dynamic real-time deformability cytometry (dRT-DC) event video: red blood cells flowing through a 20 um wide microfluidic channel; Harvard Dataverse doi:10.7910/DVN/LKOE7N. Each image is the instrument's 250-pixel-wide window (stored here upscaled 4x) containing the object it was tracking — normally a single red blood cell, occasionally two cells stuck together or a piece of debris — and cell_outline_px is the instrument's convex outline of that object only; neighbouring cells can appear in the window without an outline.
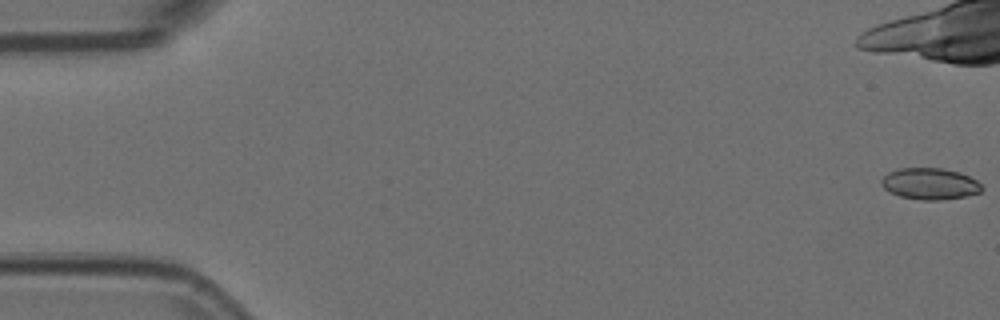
{"species": "Egyptian fruit bat (a non-hibernating species)", "species_latin": "Rousettus aegyptiacus", "temperature_condition": "room temperature", "stored_images_in_passage": 17, "camera_frame_rate_fps": 3000, "um_per_image_px": 0.085, "animal": {"sex": "female"}, "frame": {"image": 1, "passage_image": 1, "time_ms": 0.0, "image_size_px": [1000, 320], "cell_outline_px": [[984, 188], [980, 192], [964, 196], [940, 200], [920, 200], [900, 196], [884, 188], [880, 184], [880, 180], [888, 172], [900, 168], [940, 168], [960, 172], [976, 180]], "centroid_in_image_um": [79.03, 15.61], "position_along_channel_um": 6.0, "area_um2": 18.32}}